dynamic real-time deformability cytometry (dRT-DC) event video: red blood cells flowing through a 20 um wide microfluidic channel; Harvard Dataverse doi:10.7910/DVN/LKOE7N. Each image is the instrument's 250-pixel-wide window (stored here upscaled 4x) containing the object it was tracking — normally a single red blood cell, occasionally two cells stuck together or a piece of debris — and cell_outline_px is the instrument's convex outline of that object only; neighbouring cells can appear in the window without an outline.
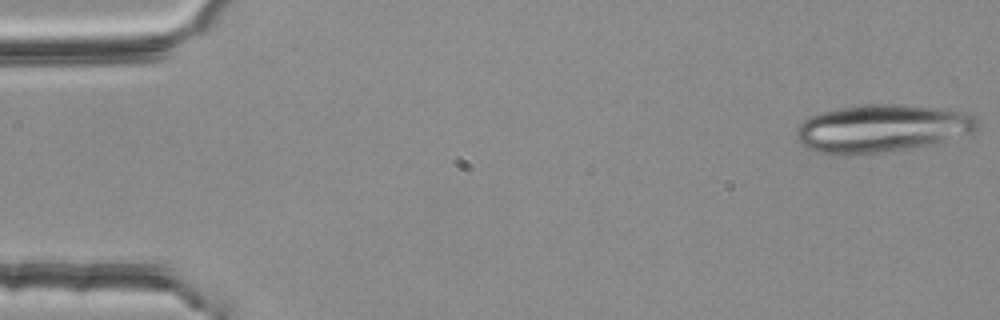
{"species": "common noctule bat (a hibernating species)", "species_latin": "Nyctalus noctula", "temperature_condition": "room temperature", "stored_images_in_passage": 21, "camera_frame_rate_fps": 3000, "um_per_image_px": 0.085, "animal": {"sex": "female", "body_mass_g": 25.1}, "frame": {"image": 1, "passage_image": 1, "time_ms": 0.0, "image_size_px": [1000, 320], "cell_outline_px": [[980, 128], [976, 132], [928, 144], [908, 148], [884, 152], [848, 156], [844, 156], [816, 152], [804, 148], [796, 140], [796, 128], [804, 120], [820, 112], [856, 104], [900, 104], [944, 108], [968, 112], [980, 120]], "centroid_in_image_um": [74.94, 10.91], "position_along_channel_um": 10.1, "area_um2": 51.21}}